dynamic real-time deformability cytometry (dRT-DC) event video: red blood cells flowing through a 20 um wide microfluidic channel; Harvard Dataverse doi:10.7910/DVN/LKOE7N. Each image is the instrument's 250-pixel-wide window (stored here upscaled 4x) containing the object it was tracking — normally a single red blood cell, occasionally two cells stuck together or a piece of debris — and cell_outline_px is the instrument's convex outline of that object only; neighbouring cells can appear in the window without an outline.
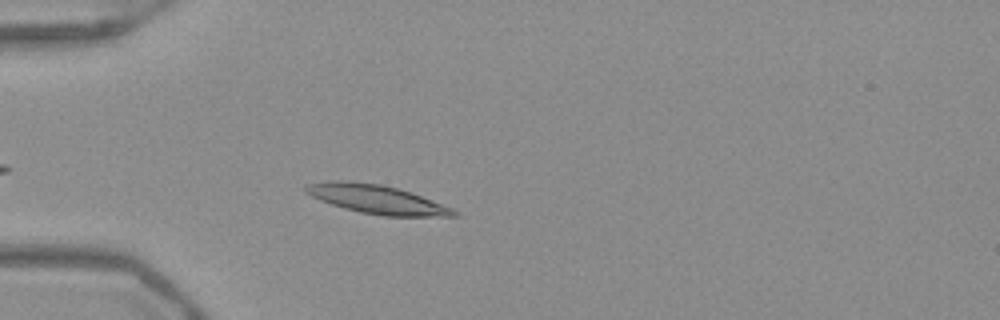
{"species": "Egyptian fruit bat (a non-hibernating species)", "species_latin": "Rousettus aegyptiacus", "temperature_condition": "warm", "stored_images_in_passage": 33, "camera_frame_rate_fps": 3000, "um_per_image_px": 0.085, "frame": {"image": 1, "passage_image": 6, "time_ms": 1.667, "image_size_px": [1000, 320], "cell_outline_px": [[460, 212], [456, 216], [384, 216], [360, 212], [344, 208], [320, 200], [304, 192], [304, 184], [336, 180], [340, 180], [380, 184], [412, 192], [452, 208]], "centroid_in_image_um": [32.02, 16.94], "position_along_channel_um": 53.0, "area_um2": 24.68}}
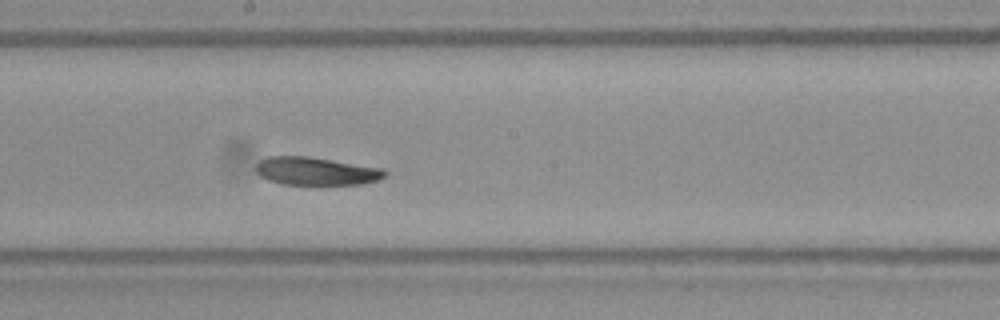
{"frame": {"image": 2, "passage_image": 20, "time_ms": 6.333, "image_size_px": [1000, 320], "cell_outline_px": [[388, 172], [380, 180], [360, 184], [280, 184], [268, 180], [260, 176], [256, 172], [256, 164], [260, 160], [268, 156], [308, 156], [384, 168]], "centroid_in_image_um": [26.87, 14.54], "position_along_channel_um": 221.3, "area_um2": 21.15}}
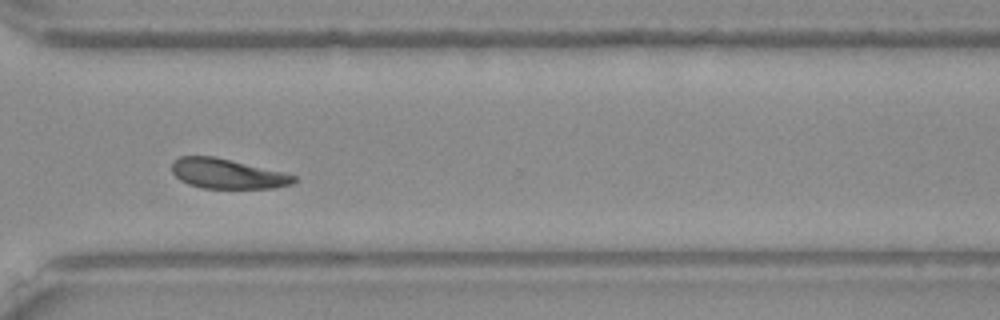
{"frame": {"image": 3, "passage_image": 30, "time_ms": 9.667, "image_size_px": [1000, 320], "cell_outline_px": [[296, 180], [292, 184], [276, 188], [204, 188], [188, 184], [180, 180], [172, 172], [172, 160], [180, 156], [212, 156], [284, 172], [296, 176]], "centroid_in_image_um": [19.31, 14.77], "position_along_channel_um": 351.3, "area_um2": 21.15}, "authors_computed_cell_mechanics": {"area_um2": 22.1952, "velocity_mm_per_s": 3.8935, "shape_relaxation_time_tau1_ms": 5.3993, "shape_relaxation_time_tau2_ms": 8.9645, "deformation_change_tau1": 0.1099, "deformation_change_tau2": 0.1399}}